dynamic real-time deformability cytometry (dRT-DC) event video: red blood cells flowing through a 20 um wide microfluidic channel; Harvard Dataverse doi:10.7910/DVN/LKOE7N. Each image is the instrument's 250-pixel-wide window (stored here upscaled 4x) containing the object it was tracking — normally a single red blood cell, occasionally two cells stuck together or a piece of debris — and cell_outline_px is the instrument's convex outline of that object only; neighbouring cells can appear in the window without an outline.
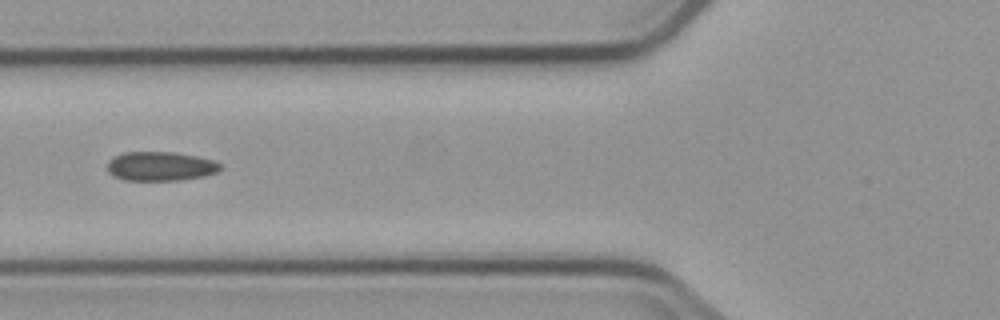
{"species": "common noctule bat (a hibernating species)", "species_latin": "Nyctalus noctula", "temperature_condition": "cold", "stored_images_in_passage": 7, "camera_frame_rate_fps": 3000, "um_per_image_px": 0.085, "animal": {"sex": "male", "body_mass_g": 23.1, "forearm_length_mm": 52.7}, "frame": {"image": 1, "passage_image": 7, "time_ms": 7.0, "image_size_px": [1000, 320], "cell_outline_px": [[220, 168], [216, 172], [204, 176], [180, 180], [124, 180], [112, 176], [108, 172], [108, 160], [124, 152], [172, 152], [196, 156], [212, 160], [220, 164]], "centroid_in_image_um": [13.6, 14.14], "position_along_channel_um": 112.2, "area_um2": 19.07}}